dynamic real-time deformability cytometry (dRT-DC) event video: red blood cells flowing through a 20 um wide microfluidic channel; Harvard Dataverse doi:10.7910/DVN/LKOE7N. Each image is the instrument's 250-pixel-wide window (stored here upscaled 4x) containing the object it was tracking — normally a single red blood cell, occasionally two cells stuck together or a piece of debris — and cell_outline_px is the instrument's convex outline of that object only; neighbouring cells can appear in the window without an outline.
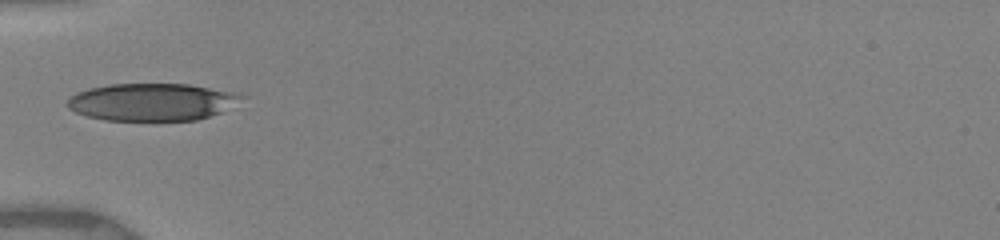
{"species": "human", "species_latin": "Homo sapiens", "temperature_condition": "warm", "stored_images_in_passage": 6, "camera_frame_rate_fps": 3000, "um_per_image_px": 0.085, "donor": {"sex": "female"}, "frame": {"image": 1, "passage_image": 1, "time_ms": 0.0, "image_size_px": [1000, 240], "cell_outline_px": [[248, 96], [220, 112], [196, 120], [104, 120], [88, 116], [76, 112], [68, 108], [68, 100], [76, 92], [88, 88], [108, 84], [188, 84], [244, 92]], "centroid_in_image_um": [12.98, 8.65], "position_along_channel_um": 72.0, "area_um2": 38.15}}